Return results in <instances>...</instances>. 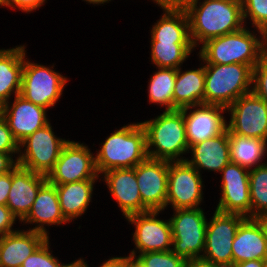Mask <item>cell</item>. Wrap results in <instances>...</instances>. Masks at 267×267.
<instances>
[{
	"label": "cell",
	"mask_w": 267,
	"mask_h": 267,
	"mask_svg": "<svg viewBox=\"0 0 267 267\" xmlns=\"http://www.w3.org/2000/svg\"><path fill=\"white\" fill-rule=\"evenodd\" d=\"M196 0L185 11L194 47L244 26L241 0ZM199 5V6H197Z\"/></svg>",
	"instance_id": "6da1fadb"
},
{
	"label": "cell",
	"mask_w": 267,
	"mask_h": 267,
	"mask_svg": "<svg viewBox=\"0 0 267 267\" xmlns=\"http://www.w3.org/2000/svg\"><path fill=\"white\" fill-rule=\"evenodd\" d=\"M141 124L146 131L148 158L168 162L185 161L181 155L188 153L189 145L182 109L164 111L155 119Z\"/></svg>",
	"instance_id": "7a4b0ae2"
},
{
	"label": "cell",
	"mask_w": 267,
	"mask_h": 267,
	"mask_svg": "<svg viewBox=\"0 0 267 267\" xmlns=\"http://www.w3.org/2000/svg\"><path fill=\"white\" fill-rule=\"evenodd\" d=\"M148 158L146 131L140 123L128 124L107 137L95 157L98 174L117 168H134Z\"/></svg>",
	"instance_id": "3957f363"
},
{
	"label": "cell",
	"mask_w": 267,
	"mask_h": 267,
	"mask_svg": "<svg viewBox=\"0 0 267 267\" xmlns=\"http://www.w3.org/2000/svg\"><path fill=\"white\" fill-rule=\"evenodd\" d=\"M265 53L262 37L258 38L255 32L243 27L238 31L207 40L201 46L199 58L205 63H238L254 67Z\"/></svg>",
	"instance_id": "277c9868"
},
{
	"label": "cell",
	"mask_w": 267,
	"mask_h": 267,
	"mask_svg": "<svg viewBox=\"0 0 267 267\" xmlns=\"http://www.w3.org/2000/svg\"><path fill=\"white\" fill-rule=\"evenodd\" d=\"M204 103L228 108L240 96L251 92V65L205 63Z\"/></svg>",
	"instance_id": "5b68a950"
},
{
	"label": "cell",
	"mask_w": 267,
	"mask_h": 267,
	"mask_svg": "<svg viewBox=\"0 0 267 267\" xmlns=\"http://www.w3.org/2000/svg\"><path fill=\"white\" fill-rule=\"evenodd\" d=\"M50 122L19 143L18 165L22 168L48 176L54 169L63 146L69 141L54 135ZM25 147L24 152L21 149Z\"/></svg>",
	"instance_id": "8992f818"
},
{
	"label": "cell",
	"mask_w": 267,
	"mask_h": 267,
	"mask_svg": "<svg viewBox=\"0 0 267 267\" xmlns=\"http://www.w3.org/2000/svg\"><path fill=\"white\" fill-rule=\"evenodd\" d=\"M170 223L172 228V251L187 259L202 257L205 247L207 219L199 208L174 210Z\"/></svg>",
	"instance_id": "52a82bcc"
},
{
	"label": "cell",
	"mask_w": 267,
	"mask_h": 267,
	"mask_svg": "<svg viewBox=\"0 0 267 267\" xmlns=\"http://www.w3.org/2000/svg\"><path fill=\"white\" fill-rule=\"evenodd\" d=\"M67 77L41 64L26 60L22 71L20 95L46 109L54 107L62 95Z\"/></svg>",
	"instance_id": "ba28073f"
},
{
	"label": "cell",
	"mask_w": 267,
	"mask_h": 267,
	"mask_svg": "<svg viewBox=\"0 0 267 267\" xmlns=\"http://www.w3.org/2000/svg\"><path fill=\"white\" fill-rule=\"evenodd\" d=\"M246 217L215 210L207 221L205 247L202 258L224 267H232V243L240 223Z\"/></svg>",
	"instance_id": "9c48e42d"
},
{
	"label": "cell",
	"mask_w": 267,
	"mask_h": 267,
	"mask_svg": "<svg viewBox=\"0 0 267 267\" xmlns=\"http://www.w3.org/2000/svg\"><path fill=\"white\" fill-rule=\"evenodd\" d=\"M95 156L83 143L68 141L62 148L54 169L47 181L52 185H63L88 179H99Z\"/></svg>",
	"instance_id": "30bf717a"
},
{
	"label": "cell",
	"mask_w": 267,
	"mask_h": 267,
	"mask_svg": "<svg viewBox=\"0 0 267 267\" xmlns=\"http://www.w3.org/2000/svg\"><path fill=\"white\" fill-rule=\"evenodd\" d=\"M201 174L186 161L168 162L166 207L199 208L203 198Z\"/></svg>",
	"instance_id": "8fae6325"
},
{
	"label": "cell",
	"mask_w": 267,
	"mask_h": 267,
	"mask_svg": "<svg viewBox=\"0 0 267 267\" xmlns=\"http://www.w3.org/2000/svg\"><path fill=\"white\" fill-rule=\"evenodd\" d=\"M228 134L267 141V103L252 91L240 96L227 108Z\"/></svg>",
	"instance_id": "7c38bea8"
},
{
	"label": "cell",
	"mask_w": 267,
	"mask_h": 267,
	"mask_svg": "<svg viewBox=\"0 0 267 267\" xmlns=\"http://www.w3.org/2000/svg\"><path fill=\"white\" fill-rule=\"evenodd\" d=\"M142 213L166 208L168 161L147 158L135 167Z\"/></svg>",
	"instance_id": "4fadbf2b"
},
{
	"label": "cell",
	"mask_w": 267,
	"mask_h": 267,
	"mask_svg": "<svg viewBox=\"0 0 267 267\" xmlns=\"http://www.w3.org/2000/svg\"><path fill=\"white\" fill-rule=\"evenodd\" d=\"M160 211H148L145 213L132 214L126 219L129 223L135 225L133 234L134 245L136 250L130 252L131 255L154 251L172 250V228L170 220L163 221L157 219Z\"/></svg>",
	"instance_id": "5bb4252c"
},
{
	"label": "cell",
	"mask_w": 267,
	"mask_h": 267,
	"mask_svg": "<svg viewBox=\"0 0 267 267\" xmlns=\"http://www.w3.org/2000/svg\"><path fill=\"white\" fill-rule=\"evenodd\" d=\"M220 173L222 189L216 211L251 218L249 170L230 161Z\"/></svg>",
	"instance_id": "9a60e30c"
},
{
	"label": "cell",
	"mask_w": 267,
	"mask_h": 267,
	"mask_svg": "<svg viewBox=\"0 0 267 267\" xmlns=\"http://www.w3.org/2000/svg\"><path fill=\"white\" fill-rule=\"evenodd\" d=\"M226 110L224 106L205 103L182 108L189 147L224 133L228 123L222 113Z\"/></svg>",
	"instance_id": "2e32d148"
},
{
	"label": "cell",
	"mask_w": 267,
	"mask_h": 267,
	"mask_svg": "<svg viewBox=\"0 0 267 267\" xmlns=\"http://www.w3.org/2000/svg\"><path fill=\"white\" fill-rule=\"evenodd\" d=\"M47 177L17 165L11 171V188L6 206L22 221L30 212L39 189Z\"/></svg>",
	"instance_id": "e0dca14e"
},
{
	"label": "cell",
	"mask_w": 267,
	"mask_h": 267,
	"mask_svg": "<svg viewBox=\"0 0 267 267\" xmlns=\"http://www.w3.org/2000/svg\"><path fill=\"white\" fill-rule=\"evenodd\" d=\"M13 101L12 106L9 101L4 104L3 117L14 138L20 143L49 121L46 108L27 101L21 95L15 96Z\"/></svg>",
	"instance_id": "ac0fdd59"
},
{
	"label": "cell",
	"mask_w": 267,
	"mask_h": 267,
	"mask_svg": "<svg viewBox=\"0 0 267 267\" xmlns=\"http://www.w3.org/2000/svg\"><path fill=\"white\" fill-rule=\"evenodd\" d=\"M233 264L267 257V236L261 219L246 217L232 243Z\"/></svg>",
	"instance_id": "d6986e66"
},
{
	"label": "cell",
	"mask_w": 267,
	"mask_h": 267,
	"mask_svg": "<svg viewBox=\"0 0 267 267\" xmlns=\"http://www.w3.org/2000/svg\"><path fill=\"white\" fill-rule=\"evenodd\" d=\"M102 175L125 218L142 213V199L135 176V167L112 169Z\"/></svg>",
	"instance_id": "ffe728a7"
},
{
	"label": "cell",
	"mask_w": 267,
	"mask_h": 267,
	"mask_svg": "<svg viewBox=\"0 0 267 267\" xmlns=\"http://www.w3.org/2000/svg\"><path fill=\"white\" fill-rule=\"evenodd\" d=\"M23 223L36 224L31 231L49 235L44 225H61L68 223L61 213L56 186L48 181L39 189L28 215L21 221Z\"/></svg>",
	"instance_id": "44dd1931"
},
{
	"label": "cell",
	"mask_w": 267,
	"mask_h": 267,
	"mask_svg": "<svg viewBox=\"0 0 267 267\" xmlns=\"http://www.w3.org/2000/svg\"><path fill=\"white\" fill-rule=\"evenodd\" d=\"M48 238L31 230H17L0 237V267H21Z\"/></svg>",
	"instance_id": "7402d4cb"
},
{
	"label": "cell",
	"mask_w": 267,
	"mask_h": 267,
	"mask_svg": "<svg viewBox=\"0 0 267 267\" xmlns=\"http://www.w3.org/2000/svg\"><path fill=\"white\" fill-rule=\"evenodd\" d=\"M191 151L192 159L185 161L193 166L199 173L200 169L221 172L230 162L228 129L215 137L198 142L188 149Z\"/></svg>",
	"instance_id": "603a6c76"
},
{
	"label": "cell",
	"mask_w": 267,
	"mask_h": 267,
	"mask_svg": "<svg viewBox=\"0 0 267 267\" xmlns=\"http://www.w3.org/2000/svg\"><path fill=\"white\" fill-rule=\"evenodd\" d=\"M25 46L0 49V101L4 104L11 95H20Z\"/></svg>",
	"instance_id": "cb8c5ba5"
},
{
	"label": "cell",
	"mask_w": 267,
	"mask_h": 267,
	"mask_svg": "<svg viewBox=\"0 0 267 267\" xmlns=\"http://www.w3.org/2000/svg\"><path fill=\"white\" fill-rule=\"evenodd\" d=\"M96 179L55 185L61 213L70 222L82 216L91 202Z\"/></svg>",
	"instance_id": "d4e9b609"
},
{
	"label": "cell",
	"mask_w": 267,
	"mask_h": 267,
	"mask_svg": "<svg viewBox=\"0 0 267 267\" xmlns=\"http://www.w3.org/2000/svg\"><path fill=\"white\" fill-rule=\"evenodd\" d=\"M205 68L182 72L177 69L173 93V110L204 103Z\"/></svg>",
	"instance_id": "484cf974"
},
{
	"label": "cell",
	"mask_w": 267,
	"mask_h": 267,
	"mask_svg": "<svg viewBox=\"0 0 267 267\" xmlns=\"http://www.w3.org/2000/svg\"><path fill=\"white\" fill-rule=\"evenodd\" d=\"M161 19L153 25L151 41L192 43L189 19L185 10L164 9Z\"/></svg>",
	"instance_id": "4316f807"
},
{
	"label": "cell",
	"mask_w": 267,
	"mask_h": 267,
	"mask_svg": "<svg viewBox=\"0 0 267 267\" xmlns=\"http://www.w3.org/2000/svg\"><path fill=\"white\" fill-rule=\"evenodd\" d=\"M228 141L231 162L248 170L264 164L262 160L267 154V141L237 134H228Z\"/></svg>",
	"instance_id": "83f0119b"
},
{
	"label": "cell",
	"mask_w": 267,
	"mask_h": 267,
	"mask_svg": "<svg viewBox=\"0 0 267 267\" xmlns=\"http://www.w3.org/2000/svg\"><path fill=\"white\" fill-rule=\"evenodd\" d=\"M194 48L193 43L151 41V62L157 68L178 69Z\"/></svg>",
	"instance_id": "f1b7e54d"
},
{
	"label": "cell",
	"mask_w": 267,
	"mask_h": 267,
	"mask_svg": "<svg viewBox=\"0 0 267 267\" xmlns=\"http://www.w3.org/2000/svg\"><path fill=\"white\" fill-rule=\"evenodd\" d=\"M149 81V102L165 106V111L173 110V93L177 69L158 68Z\"/></svg>",
	"instance_id": "f546056e"
},
{
	"label": "cell",
	"mask_w": 267,
	"mask_h": 267,
	"mask_svg": "<svg viewBox=\"0 0 267 267\" xmlns=\"http://www.w3.org/2000/svg\"><path fill=\"white\" fill-rule=\"evenodd\" d=\"M251 218L267 217V162L249 170Z\"/></svg>",
	"instance_id": "4dcf8cb0"
},
{
	"label": "cell",
	"mask_w": 267,
	"mask_h": 267,
	"mask_svg": "<svg viewBox=\"0 0 267 267\" xmlns=\"http://www.w3.org/2000/svg\"><path fill=\"white\" fill-rule=\"evenodd\" d=\"M243 21L249 19L254 28L262 36V30L267 26V0H241Z\"/></svg>",
	"instance_id": "1f68e13d"
},
{
	"label": "cell",
	"mask_w": 267,
	"mask_h": 267,
	"mask_svg": "<svg viewBox=\"0 0 267 267\" xmlns=\"http://www.w3.org/2000/svg\"><path fill=\"white\" fill-rule=\"evenodd\" d=\"M147 267H184L185 259L170 251H154L139 254Z\"/></svg>",
	"instance_id": "d6a6232c"
},
{
	"label": "cell",
	"mask_w": 267,
	"mask_h": 267,
	"mask_svg": "<svg viewBox=\"0 0 267 267\" xmlns=\"http://www.w3.org/2000/svg\"><path fill=\"white\" fill-rule=\"evenodd\" d=\"M49 238L22 263L21 267H67L68 264L59 262L49 250Z\"/></svg>",
	"instance_id": "836d02e7"
},
{
	"label": "cell",
	"mask_w": 267,
	"mask_h": 267,
	"mask_svg": "<svg viewBox=\"0 0 267 267\" xmlns=\"http://www.w3.org/2000/svg\"><path fill=\"white\" fill-rule=\"evenodd\" d=\"M252 92L267 103V52L252 69Z\"/></svg>",
	"instance_id": "e575fe53"
},
{
	"label": "cell",
	"mask_w": 267,
	"mask_h": 267,
	"mask_svg": "<svg viewBox=\"0 0 267 267\" xmlns=\"http://www.w3.org/2000/svg\"><path fill=\"white\" fill-rule=\"evenodd\" d=\"M20 146L14 138L5 118L0 119V153L19 154Z\"/></svg>",
	"instance_id": "d590c367"
},
{
	"label": "cell",
	"mask_w": 267,
	"mask_h": 267,
	"mask_svg": "<svg viewBox=\"0 0 267 267\" xmlns=\"http://www.w3.org/2000/svg\"><path fill=\"white\" fill-rule=\"evenodd\" d=\"M46 0H1L0 6L10 7L14 9H20L26 13H30L33 10L40 8Z\"/></svg>",
	"instance_id": "8d00e7d4"
},
{
	"label": "cell",
	"mask_w": 267,
	"mask_h": 267,
	"mask_svg": "<svg viewBox=\"0 0 267 267\" xmlns=\"http://www.w3.org/2000/svg\"><path fill=\"white\" fill-rule=\"evenodd\" d=\"M16 219L6 205H0V237L17 231L12 229Z\"/></svg>",
	"instance_id": "74e56055"
},
{
	"label": "cell",
	"mask_w": 267,
	"mask_h": 267,
	"mask_svg": "<svg viewBox=\"0 0 267 267\" xmlns=\"http://www.w3.org/2000/svg\"><path fill=\"white\" fill-rule=\"evenodd\" d=\"M195 1L196 0H154V2L157 3L163 10H186Z\"/></svg>",
	"instance_id": "f35d334b"
},
{
	"label": "cell",
	"mask_w": 267,
	"mask_h": 267,
	"mask_svg": "<svg viewBox=\"0 0 267 267\" xmlns=\"http://www.w3.org/2000/svg\"><path fill=\"white\" fill-rule=\"evenodd\" d=\"M15 153H0V175L12 171L17 165V160H13Z\"/></svg>",
	"instance_id": "ab89813d"
},
{
	"label": "cell",
	"mask_w": 267,
	"mask_h": 267,
	"mask_svg": "<svg viewBox=\"0 0 267 267\" xmlns=\"http://www.w3.org/2000/svg\"><path fill=\"white\" fill-rule=\"evenodd\" d=\"M11 188V171L0 175V205H6Z\"/></svg>",
	"instance_id": "60d3db41"
},
{
	"label": "cell",
	"mask_w": 267,
	"mask_h": 267,
	"mask_svg": "<svg viewBox=\"0 0 267 267\" xmlns=\"http://www.w3.org/2000/svg\"><path fill=\"white\" fill-rule=\"evenodd\" d=\"M184 267H224V266L211 263L210 261L205 260L202 257H196L192 259H187L185 261Z\"/></svg>",
	"instance_id": "b9f144b4"
},
{
	"label": "cell",
	"mask_w": 267,
	"mask_h": 267,
	"mask_svg": "<svg viewBox=\"0 0 267 267\" xmlns=\"http://www.w3.org/2000/svg\"><path fill=\"white\" fill-rule=\"evenodd\" d=\"M79 260L85 265V267H89L83 259L80 258ZM100 267H125V262L123 257H112L103 262Z\"/></svg>",
	"instance_id": "7bdbcfd3"
},
{
	"label": "cell",
	"mask_w": 267,
	"mask_h": 267,
	"mask_svg": "<svg viewBox=\"0 0 267 267\" xmlns=\"http://www.w3.org/2000/svg\"><path fill=\"white\" fill-rule=\"evenodd\" d=\"M125 262V267H147V265L138 257L134 255H129L123 257Z\"/></svg>",
	"instance_id": "ee69618b"
},
{
	"label": "cell",
	"mask_w": 267,
	"mask_h": 267,
	"mask_svg": "<svg viewBox=\"0 0 267 267\" xmlns=\"http://www.w3.org/2000/svg\"><path fill=\"white\" fill-rule=\"evenodd\" d=\"M232 267H264V260H249L233 264Z\"/></svg>",
	"instance_id": "f6af8a7d"
},
{
	"label": "cell",
	"mask_w": 267,
	"mask_h": 267,
	"mask_svg": "<svg viewBox=\"0 0 267 267\" xmlns=\"http://www.w3.org/2000/svg\"><path fill=\"white\" fill-rule=\"evenodd\" d=\"M262 43L264 50L267 52V26L262 30Z\"/></svg>",
	"instance_id": "bcb514c9"
},
{
	"label": "cell",
	"mask_w": 267,
	"mask_h": 267,
	"mask_svg": "<svg viewBox=\"0 0 267 267\" xmlns=\"http://www.w3.org/2000/svg\"><path fill=\"white\" fill-rule=\"evenodd\" d=\"M67 267H85V265L78 259L71 262Z\"/></svg>",
	"instance_id": "7dc6e473"
},
{
	"label": "cell",
	"mask_w": 267,
	"mask_h": 267,
	"mask_svg": "<svg viewBox=\"0 0 267 267\" xmlns=\"http://www.w3.org/2000/svg\"><path fill=\"white\" fill-rule=\"evenodd\" d=\"M84 1H86L90 4H98L99 5V4H104L106 2H109L111 0H84Z\"/></svg>",
	"instance_id": "c3c4849f"
},
{
	"label": "cell",
	"mask_w": 267,
	"mask_h": 267,
	"mask_svg": "<svg viewBox=\"0 0 267 267\" xmlns=\"http://www.w3.org/2000/svg\"><path fill=\"white\" fill-rule=\"evenodd\" d=\"M4 116V103L0 101V119Z\"/></svg>",
	"instance_id": "681fc988"
},
{
	"label": "cell",
	"mask_w": 267,
	"mask_h": 267,
	"mask_svg": "<svg viewBox=\"0 0 267 267\" xmlns=\"http://www.w3.org/2000/svg\"><path fill=\"white\" fill-rule=\"evenodd\" d=\"M264 224V230L267 236V217L260 218Z\"/></svg>",
	"instance_id": "f907efd6"
},
{
	"label": "cell",
	"mask_w": 267,
	"mask_h": 267,
	"mask_svg": "<svg viewBox=\"0 0 267 267\" xmlns=\"http://www.w3.org/2000/svg\"><path fill=\"white\" fill-rule=\"evenodd\" d=\"M264 267H267V257L264 259Z\"/></svg>",
	"instance_id": "816d5d0a"
}]
</instances>
